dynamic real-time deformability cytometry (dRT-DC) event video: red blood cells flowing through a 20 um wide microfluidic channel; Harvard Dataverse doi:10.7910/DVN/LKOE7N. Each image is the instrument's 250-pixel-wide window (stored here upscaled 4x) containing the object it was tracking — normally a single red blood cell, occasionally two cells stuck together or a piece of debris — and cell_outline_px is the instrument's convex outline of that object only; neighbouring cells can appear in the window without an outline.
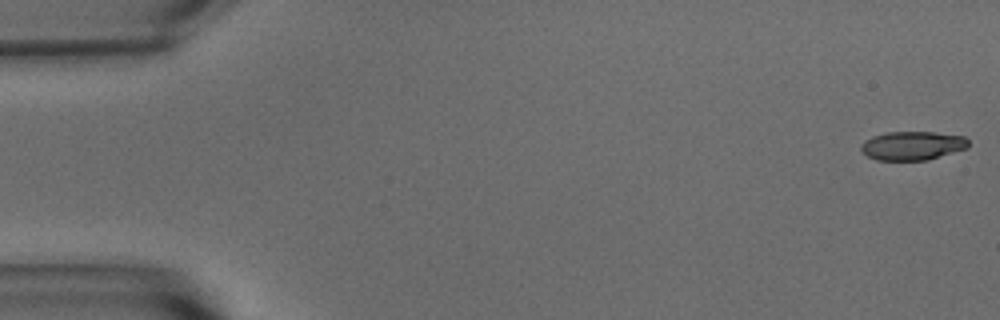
{"species": "common noctule bat (a hibernating species)", "species_latin": "Nyctalus noctula", "temperature_condition": "warm", "stored_images_in_passage": 54, "camera_frame_rate_fps": 3000, "um_per_image_px": 0.085, "animal": {"sex": "male", "body_mass_g": 15.6}, "frame": {"image": 1, "passage_image": 1, "time_ms": 0.0, "image_size_px": [1000, 320], "cell_outline_px": [[968, 148], [928, 160], [876, 160], [868, 156], [860, 148], [860, 144], [864, 140], [872, 136], [888, 132], [932, 132], [964, 136], [968, 140]], "centroid_in_image_um": [77.55, 12.38], "position_along_channel_um": 7.4, "area_um2": 18.03}}
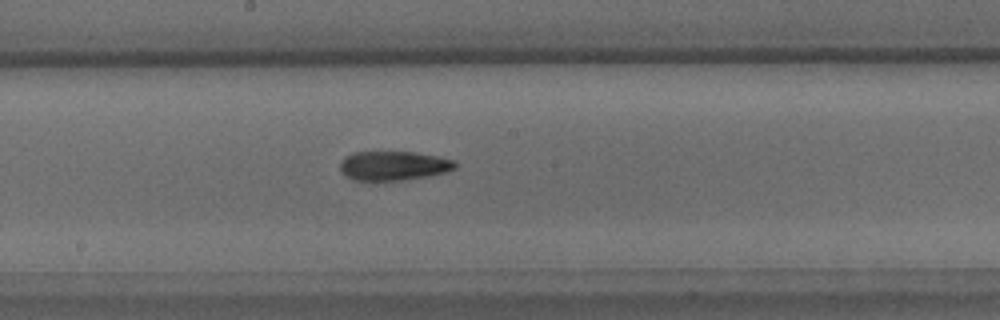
{"frame": {"image": 2, "passage_image": 29, "time_ms": 9.333, "image_size_px": [1000, 320], "cell_outline_px": [[456, 168], [444, 172], [428, 176], [404, 180], [352, 180], [340, 172], [340, 160], [344, 156], [352, 152], [412, 152], [436, 156], [456, 160]], "centroid_in_image_um": [33.4, 14.08], "position_along_channel_um": 214.8, "area_um2": 19.71}}
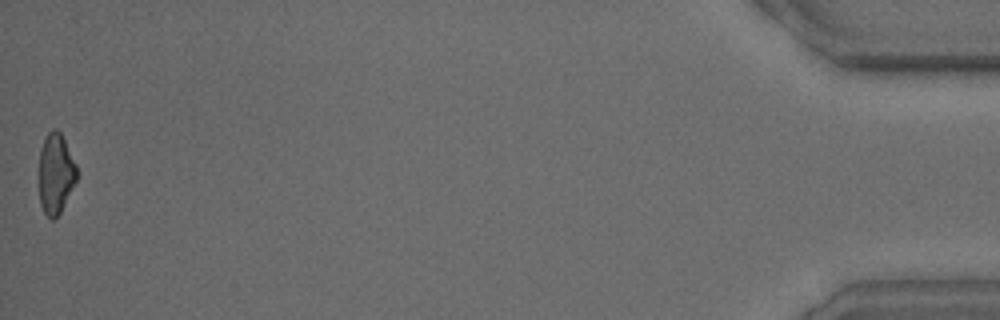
{"frame": {"image": 3, "passage_image": 54, "time_ms": 17.667, "image_size_px": [1000, 320], "cell_outline_px": [[76, 180], [60, 212], [52, 220], [44, 212], [40, 204], [40, 148], [48, 132], [52, 128], [56, 128], [60, 132], [76, 164]], "centroid_in_image_um": [4.73, 14.73], "position_along_channel_um": 430.5, "area_um2": 17.22}, "authors_computed_cell_mechanics": {"area_um2": 19.2763, "velocity_mm_per_s": 3.7423, "shape_relaxation_time_tau1_ms": 4.1487, "shape_relaxation_time_tau2_ms": 5.1759, "deformation_change_tau1": 0.1558, "deformation_change_tau2": 0.1546}}